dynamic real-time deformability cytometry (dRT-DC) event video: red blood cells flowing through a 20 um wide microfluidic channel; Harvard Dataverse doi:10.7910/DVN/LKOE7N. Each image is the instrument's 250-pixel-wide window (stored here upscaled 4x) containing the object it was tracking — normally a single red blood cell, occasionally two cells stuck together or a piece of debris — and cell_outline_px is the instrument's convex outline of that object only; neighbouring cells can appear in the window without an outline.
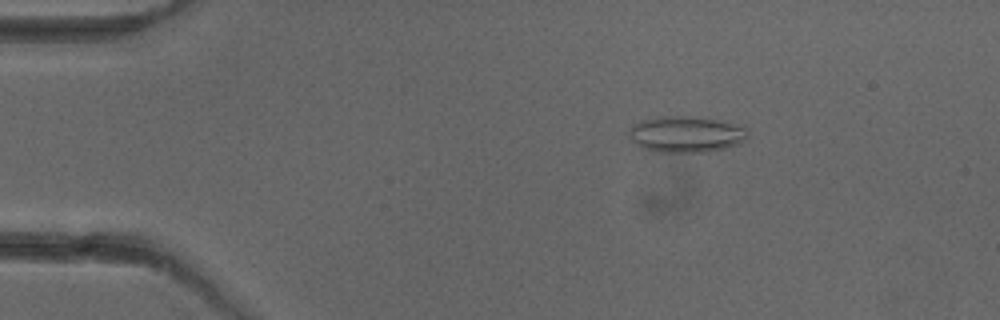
{"species": "common noctule bat (a hibernating species)", "species_latin": "Nyctalus noctula", "temperature_condition": "cold", "stored_images_in_passage": 3, "camera_frame_rate_fps": 3000, "um_per_image_px": 0.085, "animal": {"sex": "female"}, "frame": {"image": 1, "passage_image": 1, "time_ms": 0.0, "image_size_px": [1000, 320], "cell_outline_px": [[748, 136], [740, 144], [708, 152], [660, 152], [644, 148], [636, 144], [628, 136], [628, 128], [632, 124], [640, 120], [660, 116], [688, 116], [716, 120], [732, 124], [744, 128], [748, 132]], "centroid_in_image_um": [58.26, 11.41], "position_along_channel_um": 26.7, "area_um2": 25.03}}